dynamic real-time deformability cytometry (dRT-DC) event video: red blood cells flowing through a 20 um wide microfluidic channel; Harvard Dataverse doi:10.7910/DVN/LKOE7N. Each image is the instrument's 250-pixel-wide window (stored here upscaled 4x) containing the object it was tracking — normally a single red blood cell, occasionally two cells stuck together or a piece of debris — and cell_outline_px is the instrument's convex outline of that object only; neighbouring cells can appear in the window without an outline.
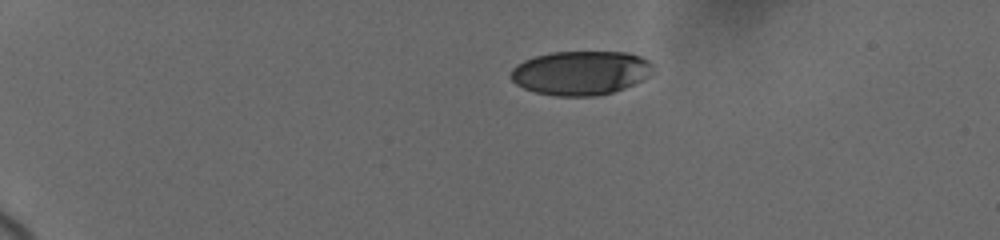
{"species": "human", "species_latin": "Homo sapiens", "temperature_condition": "cold", "stored_images_in_passage": 57, "camera_frame_rate_fps": 3000, "um_per_image_px": 0.085, "donor": {"sex": "female"}, "frame": {"image": 1, "passage_image": 1, "time_ms": 0.0, "image_size_px": [1000, 240], "cell_outline_px": [[652, 76], [644, 80], [624, 88], [612, 92], [596, 96], [556, 96], [536, 92], [524, 88], [516, 84], [508, 76], [512, 68], [516, 64], [524, 60], [536, 56], [552, 52], [628, 52], [640, 56], [648, 60], [652, 64]], "centroid_in_image_um": [49.36, 6.19], "position_along_channel_um": 35.6, "area_um2": 36.82}}
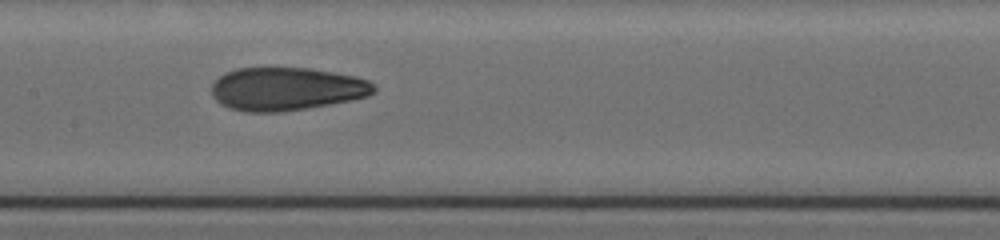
{"frame": {"image": 2, "passage_image": 26, "time_ms": 6.333, "image_size_px": [1000, 240], "cell_outline_px": [[376, 92], [368, 96], [352, 100], [284, 112], [244, 112], [228, 108], [220, 104], [212, 96], [212, 84], [224, 72], [236, 68], [312, 68], [356, 76], [368, 80], [376, 84]], "centroid_in_image_um": [24.36, 7.56], "position_along_channel_um": 183.0, "area_um2": 41.27}}
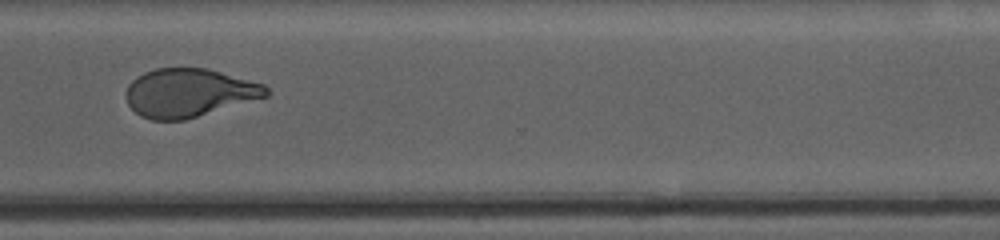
{"frame": {"image": 3, "passage_image": 56, "time_ms": 11.0, "image_size_px": [1000, 240], "cell_outline_px": [[272, 92], [268, 96], [184, 120], [152, 120], [140, 116], [128, 104], [128, 84], [136, 76], [144, 72], [156, 68], [204, 68], [220, 72], [264, 84]], "centroid_in_image_um": [16.07, 7.89], "position_along_channel_um": 354.5, "area_um2": 39.25}}